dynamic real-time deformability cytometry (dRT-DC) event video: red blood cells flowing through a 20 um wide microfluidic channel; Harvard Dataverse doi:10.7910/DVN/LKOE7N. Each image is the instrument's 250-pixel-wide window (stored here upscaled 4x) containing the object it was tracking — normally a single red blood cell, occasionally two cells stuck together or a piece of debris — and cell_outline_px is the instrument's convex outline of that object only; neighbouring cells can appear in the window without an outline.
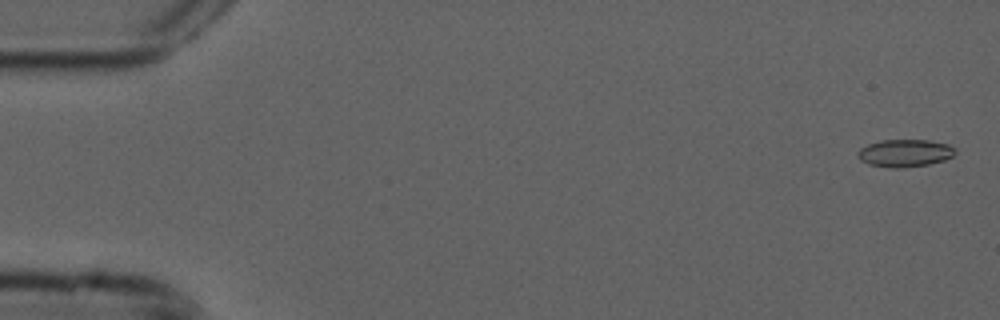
{"species": "common noctule bat (a hibernating species)", "species_latin": "Nyctalus noctula", "temperature_condition": "cold", "stored_images_in_passage": 5, "camera_frame_rate_fps": 3000, "um_per_image_px": 0.085, "animal": {"sex": "male", "forearm_length_mm": 52.5}, "frame": {"image": 1, "passage_image": 1, "time_ms": 0.0, "image_size_px": [1000, 320], "cell_outline_px": [[956, 152], [952, 156], [944, 160], [928, 164], [904, 168], [896, 168], [868, 164], [860, 160], [860, 148], [868, 144], [880, 140], [928, 140], [948, 144], [956, 148]], "centroid_in_image_um": [76.95, 13.01], "position_along_channel_um": 8.0, "area_um2": 15.49}}
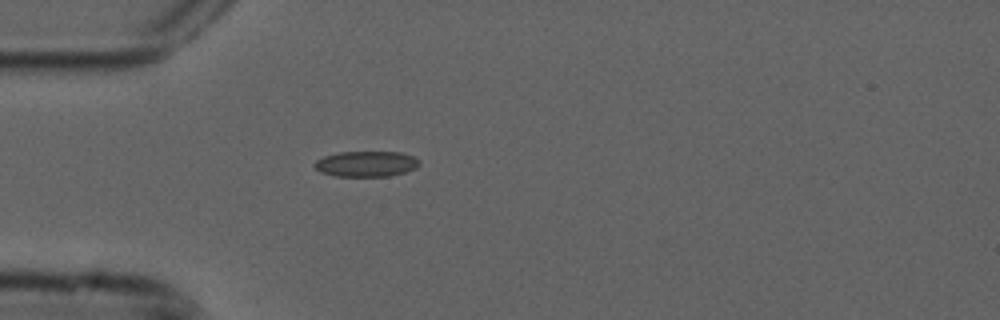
{"frame": {"image": 2, "passage_image": 5, "time_ms": 1.333, "image_size_px": [1000, 320], "cell_outline_px": [[420, 164], [416, 168], [404, 172], [388, 176], [336, 176], [320, 172], [312, 164], [316, 160], [324, 156], [340, 152], [400, 152], [412, 156], [420, 160]], "centroid_in_image_um": [31.12, 13.93], "position_along_channel_um": 53.9, "area_um2": 15.61}}